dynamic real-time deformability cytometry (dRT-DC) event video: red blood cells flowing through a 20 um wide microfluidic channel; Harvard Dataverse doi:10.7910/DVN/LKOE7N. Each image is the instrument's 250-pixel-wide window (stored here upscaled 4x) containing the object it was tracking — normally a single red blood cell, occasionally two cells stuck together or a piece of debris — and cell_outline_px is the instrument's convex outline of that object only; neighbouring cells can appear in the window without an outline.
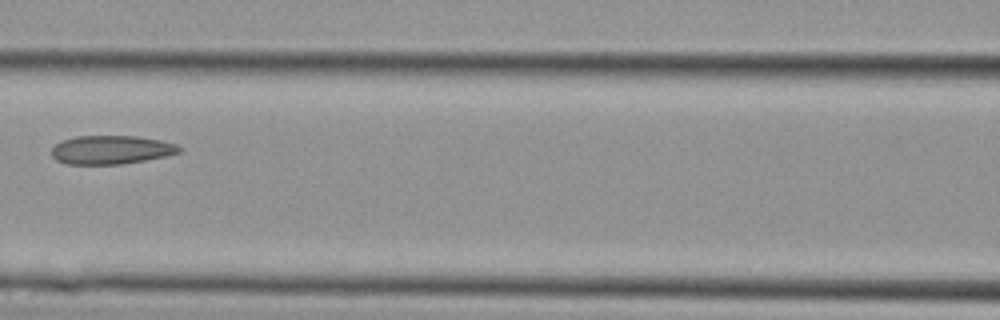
{"species": "Egyptian fruit bat (a non-hibernating species)", "species_latin": "Rousettus aegyptiacus", "temperature_condition": "cold", "stored_images_in_passage": 12, "camera_frame_rate_fps": 3000, "um_per_image_px": 0.085, "animal": {"sex": "female"}, "frame": {"image": 1, "passage_image": 9, "time_ms": 2.667, "image_size_px": [1000, 320], "cell_outline_px": [[180, 152], [164, 156], [144, 160], [120, 164], [64, 164], [56, 160], [52, 156], [52, 148], [56, 144], [64, 140], [76, 136], [136, 136], [160, 140], [176, 144], [180, 148]], "centroid_in_image_um": [9.42, 12.73], "position_along_channel_um": 157.2, "area_um2": 21.1}}
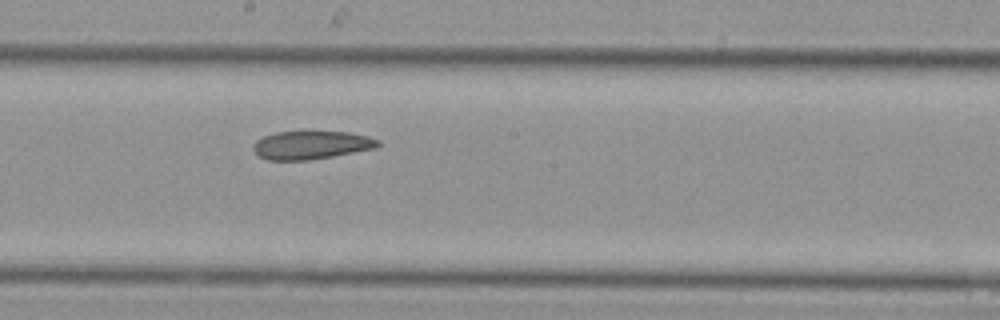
{"frame": {"image": 2, "passage_image": 12, "time_ms": 3.667, "image_size_px": [1000, 320], "cell_outline_px": [[380, 144], [376, 148], [332, 156], [308, 160], [268, 160], [260, 156], [252, 148], [252, 144], [256, 140], [264, 136], [276, 132], [348, 132], [368, 136], [380, 140]], "centroid_in_image_um": [26.45, 12.33], "position_along_channel_um": 221.7, "area_um2": 20.4}}